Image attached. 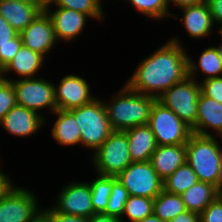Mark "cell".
Here are the masks:
<instances>
[{
    "mask_svg": "<svg viewBox=\"0 0 222 222\" xmlns=\"http://www.w3.org/2000/svg\"><path fill=\"white\" fill-rule=\"evenodd\" d=\"M179 35L165 39L138 64L125 80L132 90L158 98L167 89L188 77V49ZM160 46V47H159Z\"/></svg>",
    "mask_w": 222,
    "mask_h": 222,
    "instance_id": "obj_1",
    "label": "cell"
},
{
    "mask_svg": "<svg viewBox=\"0 0 222 222\" xmlns=\"http://www.w3.org/2000/svg\"><path fill=\"white\" fill-rule=\"evenodd\" d=\"M156 99L132 90L125 83L113 93L112 98H102L111 127L116 131H126L138 125L148 124Z\"/></svg>",
    "mask_w": 222,
    "mask_h": 222,
    "instance_id": "obj_2",
    "label": "cell"
},
{
    "mask_svg": "<svg viewBox=\"0 0 222 222\" xmlns=\"http://www.w3.org/2000/svg\"><path fill=\"white\" fill-rule=\"evenodd\" d=\"M186 162L199 181L216 185L222 164V138L192 133L186 143Z\"/></svg>",
    "mask_w": 222,
    "mask_h": 222,
    "instance_id": "obj_3",
    "label": "cell"
},
{
    "mask_svg": "<svg viewBox=\"0 0 222 222\" xmlns=\"http://www.w3.org/2000/svg\"><path fill=\"white\" fill-rule=\"evenodd\" d=\"M80 129L81 147L91 150L89 157L114 131L108 119L105 104L100 96L78 108L69 110Z\"/></svg>",
    "mask_w": 222,
    "mask_h": 222,
    "instance_id": "obj_4",
    "label": "cell"
},
{
    "mask_svg": "<svg viewBox=\"0 0 222 222\" xmlns=\"http://www.w3.org/2000/svg\"><path fill=\"white\" fill-rule=\"evenodd\" d=\"M20 185L15 182L0 197V222H38L42 218L43 206L37 192Z\"/></svg>",
    "mask_w": 222,
    "mask_h": 222,
    "instance_id": "obj_5",
    "label": "cell"
},
{
    "mask_svg": "<svg viewBox=\"0 0 222 222\" xmlns=\"http://www.w3.org/2000/svg\"><path fill=\"white\" fill-rule=\"evenodd\" d=\"M94 173L117 177L132 163L125 131L114 130L108 139L90 156Z\"/></svg>",
    "mask_w": 222,
    "mask_h": 222,
    "instance_id": "obj_6",
    "label": "cell"
},
{
    "mask_svg": "<svg viewBox=\"0 0 222 222\" xmlns=\"http://www.w3.org/2000/svg\"><path fill=\"white\" fill-rule=\"evenodd\" d=\"M43 76H45V73L40 77L19 79L11 82L15 89L17 105L33 110L44 117L47 127L50 124L45 115H50L56 111L57 106L55 102L54 80L52 79V82L49 76L47 79Z\"/></svg>",
    "mask_w": 222,
    "mask_h": 222,
    "instance_id": "obj_7",
    "label": "cell"
},
{
    "mask_svg": "<svg viewBox=\"0 0 222 222\" xmlns=\"http://www.w3.org/2000/svg\"><path fill=\"white\" fill-rule=\"evenodd\" d=\"M201 86L195 79L186 77L174 84L157 99L171 109L196 134L198 97Z\"/></svg>",
    "mask_w": 222,
    "mask_h": 222,
    "instance_id": "obj_8",
    "label": "cell"
},
{
    "mask_svg": "<svg viewBox=\"0 0 222 222\" xmlns=\"http://www.w3.org/2000/svg\"><path fill=\"white\" fill-rule=\"evenodd\" d=\"M148 125L157 145L186 144L192 134L191 128L158 99L151 108Z\"/></svg>",
    "mask_w": 222,
    "mask_h": 222,
    "instance_id": "obj_9",
    "label": "cell"
},
{
    "mask_svg": "<svg viewBox=\"0 0 222 222\" xmlns=\"http://www.w3.org/2000/svg\"><path fill=\"white\" fill-rule=\"evenodd\" d=\"M54 197L50 207L58 213L90 218L95 212L92 205L91 186L87 180L72 179L65 182Z\"/></svg>",
    "mask_w": 222,
    "mask_h": 222,
    "instance_id": "obj_10",
    "label": "cell"
},
{
    "mask_svg": "<svg viewBox=\"0 0 222 222\" xmlns=\"http://www.w3.org/2000/svg\"><path fill=\"white\" fill-rule=\"evenodd\" d=\"M117 178L129 195L155 199L163 191V180L150 161L132 162Z\"/></svg>",
    "mask_w": 222,
    "mask_h": 222,
    "instance_id": "obj_11",
    "label": "cell"
},
{
    "mask_svg": "<svg viewBox=\"0 0 222 222\" xmlns=\"http://www.w3.org/2000/svg\"><path fill=\"white\" fill-rule=\"evenodd\" d=\"M60 79L54 84L55 102L58 110L78 108L98 97L92 91L94 90L92 84L82 75L67 73Z\"/></svg>",
    "mask_w": 222,
    "mask_h": 222,
    "instance_id": "obj_12",
    "label": "cell"
},
{
    "mask_svg": "<svg viewBox=\"0 0 222 222\" xmlns=\"http://www.w3.org/2000/svg\"><path fill=\"white\" fill-rule=\"evenodd\" d=\"M44 11L51 19L59 45L74 44L85 33L88 22L93 21L88 15L68 8H46Z\"/></svg>",
    "mask_w": 222,
    "mask_h": 222,
    "instance_id": "obj_13",
    "label": "cell"
},
{
    "mask_svg": "<svg viewBox=\"0 0 222 222\" xmlns=\"http://www.w3.org/2000/svg\"><path fill=\"white\" fill-rule=\"evenodd\" d=\"M19 35L23 46L40 53L47 60H51L50 53L55 52L59 44L51 19L45 11H42Z\"/></svg>",
    "mask_w": 222,
    "mask_h": 222,
    "instance_id": "obj_14",
    "label": "cell"
},
{
    "mask_svg": "<svg viewBox=\"0 0 222 222\" xmlns=\"http://www.w3.org/2000/svg\"><path fill=\"white\" fill-rule=\"evenodd\" d=\"M45 125L46 119L44 117L20 105L10 109L0 121L2 130L9 134V137H15V139L29 140V137H35L40 131H43L41 129H44Z\"/></svg>",
    "mask_w": 222,
    "mask_h": 222,
    "instance_id": "obj_15",
    "label": "cell"
},
{
    "mask_svg": "<svg viewBox=\"0 0 222 222\" xmlns=\"http://www.w3.org/2000/svg\"><path fill=\"white\" fill-rule=\"evenodd\" d=\"M179 10L182 14L173 13L172 18H179L180 24L183 27L180 30L186 32L185 34L188 38L194 39L197 42L206 38L210 39L209 37L213 38L211 35H214L215 24L206 1Z\"/></svg>",
    "mask_w": 222,
    "mask_h": 222,
    "instance_id": "obj_16",
    "label": "cell"
},
{
    "mask_svg": "<svg viewBox=\"0 0 222 222\" xmlns=\"http://www.w3.org/2000/svg\"><path fill=\"white\" fill-rule=\"evenodd\" d=\"M47 61L40 53L22 45L14 58L2 70V79L16 81L40 77V72L44 71Z\"/></svg>",
    "mask_w": 222,
    "mask_h": 222,
    "instance_id": "obj_17",
    "label": "cell"
},
{
    "mask_svg": "<svg viewBox=\"0 0 222 222\" xmlns=\"http://www.w3.org/2000/svg\"><path fill=\"white\" fill-rule=\"evenodd\" d=\"M196 134L222 138V104L202 93L198 97Z\"/></svg>",
    "mask_w": 222,
    "mask_h": 222,
    "instance_id": "obj_18",
    "label": "cell"
},
{
    "mask_svg": "<svg viewBox=\"0 0 222 222\" xmlns=\"http://www.w3.org/2000/svg\"><path fill=\"white\" fill-rule=\"evenodd\" d=\"M198 55L194 58L192 53H188L189 77L200 83L206 79L222 76V59L217 45L212 43L211 46H206Z\"/></svg>",
    "mask_w": 222,
    "mask_h": 222,
    "instance_id": "obj_19",
    "label": "cell"
},
{
    "mask_svg": "<svg viewBox=\"0 0 222 222\" xmlns=\"http://www.w3.org/2000/svg\"><path fill=\"white\" fill-rule=\"evenodd\" d=\"M54 117L50 130L57 146L69 148L81 146L80 129L74 115L69 110H56L50 114Z\"/></svg>",
    "mask_w": 222,
    "mask_h": 222,
    "instance_id": "obj_20",
    "label": "cell"
},
{
    "mask_svg": "<svg viewBox=\"0 0 222 222\" xmlns=\"http://www.w3.org/2000/svg\"><path fill=\"white\" fill-rule=\"evenodd\" d=\"M150 162L164 181L186 162V144L158 145L151 156Z\"/></svg>",
    "mask_w": 222,
    "mask_h": 222,
    "instance_id": "obj_21",
    "label": "cell"
},
{
    "mask_svg": "<svg viewBox=\"0 0 222 222\" xmlns=\"http://www.w3.org/2000/svg\"><path fill=\"white\" fill-rule=\"evenodd\" d=\"M42 10L31 3L19 0H0V16L17 32L23 31Z\"/></svg>",
    "mask_w": 222,
    "mask_h": 222,
    "instance_id": "obj_22",
    "label": "cell"
},
{
    "mask_svg": "<svg viewBox=\"0 0 222 222\" xmlns=\"http://www.w3.org/2000/svg\"><path fill=\"white\" fill-rule=\"evenodd\" d=\"M129 141L132 162H147L157 148V143L148 124L138 125L125 131Z\"/></svg>",
    "mask_w": 222,
    "mask_h": 222,
    "instance_id": "obj_23",
    "label": "cell"
},
{
    "mask_svg": "<svg viewBox=\"0 0 222 222\" xmlns=\"http://www.w3.org/2000/svg\"><path fill=\"white\" fill-rule=\"evenodd\" d=\"M180 196L188 211L201 214L219 195L215 185L198 181Z\"/></svg>",
    "mask_w": 222,
    "mask_h": 222,
    "instance_id": "obj_24",
    "label": "cell"
},
{
    "mask_svg": "<svg viewBox=\"0 0 222 222\" xmlns=\"http://www.w3.org/2000/svg\"><path fill=\"white\" fill-rule=\"evenodd\" d=\"M104 0H53L46 8H68L88 15L94 22L101 24L108 20L104 11ZM106 15V16H105Z\"/></svg>",
    "mask_w": 222,
    "mask_h": 222,
    "instance_id": "obj_25",
    "label": "cell"
},
{
    "mask_svg": "<svg viewBox=\"0 0 222 222\" xmlns=\"http://www.w3.org/2000/svg\"><path fill=\"white\" fill-rule=\"evenodd\" d=\"M185 211H187L186 206L178 194L163 190L153 201V213L166 222Z\"/></svg>",
    "mask_w": 222,
    "mask_h": 222,
    "instance_id": "obj_26",
    "label": "cell"
},
{
    "mask_svg": "<svg viewBox=\"0 0 222 222\" xmlns=\"http://www.w3.org/2000/svg\"><path fill=\"white\" fill-rule=\"evenodd\" d=\"M135 9L136 13L141 14L149 20H155L160 23L162 20L171 19V13L167 0H119ZM132 5V6H131Z\"/></svg>",
    "mask_w": 222,
    "mask_h": 222,
    "instance_id": "obj_27",
    "label": "cell"
},
{
    "mask_svg": "<svg viewBox=\"0 0 222 222\" xmlns=\"http://www.w3.org/2000/svg\"><path fill=\"white\" fill-rule=\"evenodd\" d=\"M198 181L196 173L185 162L163 181V190L168 193L181 195Z\"/></svg>",
    "mask_w": 222,
    "mask_h": 222,
    "instance_id": "obj_28",
    "label": "cell"
},
{
    "mask_svg": "<svg viewBox=\"0 0 222 222\" xmlns=\"http://www.w3.org/2000/svg\"><path fill=\"white\" fill-rule=\"evenodd\" d=\"M88 181L91 186L92 205L95 213H103L108 204L112 189V176L95 173Z\"/></svg>",
    "mask_w": 222,
    "mask_h": 222,
    "instance_id": "obj_29",
    "label": "cell"
},
{
    "mask_svg": "<svg viewBox=\"0 0 222 222\" xmlns=\"http://www.w3.org/2000/svg\"><path fill=\"white\" fill-rule=\"evenodd\" d=\"M153 201L142 196L129 195L122 217V222H138L146 216L153 214Z\"/></svg>",
    "mask_w": 222,
    "mask_h": 222,
    "instance_id": "obj_30",
    "label": "cell"
},
{
    "mask_svg": "<svg viewBox=\"0 0 222 222\" xmlns=\"http://www.w3.org/2000/svg\"><path fill=\"white\" fill-rule=\"evenodd\" d=\"M129 197L127 189L117 177L112 176L111 195L108 200L104 214L121 218L124 212L125 203Z\"/></svg>",
    "mask_w": 222,
    "mask_h": 222,
    "instance_id": "obj_31",
    "label": "cell"
},
{
    "mask_svg": "<svg viewBox=\"0 0 222 222\" xmlns=\"http://www.w3.org/2000/svg\"><path fill=\"white\" fill-rule=\"evenodd\" d=\"M17 105L16 93L11 81L0 79V121L6 113Z\"/></svg>",
    "mask_w": 222,
    "mask_h": 222,
    "instance_id": "obj_32",
    "label": "cell"
},
{
    "mask_svg": "<svg viewBox=\"0 0 222 222\" xmlns=\"http://www.w3.org/2000/svg\"><path fill=\"white\" fill-rule=\"evenodd\" d=\"M201 93L222 104V76L200 82Z\"/></svg>",
    "mask_w": 222,
    "mask_h": 222,
    "instance_id": "obj_33",
    "label": "cell"
},
{
    "mask_svg": "<svg viewBox=\"0 0 222 222\" xmlns=\"http://www.w3.org/2000/svg\"><path fill=\"white\" fill-rule=\"evenodd\" d=\"M42 219L45 222H88L87 217L58 213L49 205L43 206Z\"/></svg>",
    "mask_w": 222,
    "mask_h": 222,
    "instance_id": "obj_34",
    "label": "cell"
},
{
    "mask_svg": "<svg viewBox=\"0 0 222 222\" xmlns=\"http://www.w3.org/2000/svg\"><path fill=\"white\" fill-rule=\"evenodd\" d=\"M200 222H222V196H218L200 214Z\"/></svg>",
    "mask_w": 222,
    "mask_h": 222,
    "instance_id": "obj_35",
    "label": "cell"
},
{
    "mask_svg": "<svg viewBox=\"0 0 222 222\" xmlns=\"http://www.w3.org/2000/svg\"><path fill=\"white\" fill-rule=\"evenodd\" d=\"M22 40L19 33L15 36V45H6L0 47V69L3 70L6 65L14 58L15 54L22 46Z\"/></svg>",
    "mask_w": 222,
    "mask_h": 222,
    "instance_id": "obj_36",
    "label": "cell"
},
{
    "mask_svg": "<svg viewBox=\"0 0 222 222\" xmlns=\"http://www.w3.org/2000/svg\"><path fill=\"white\" fill-rule=\"evenodd\" d=\"M18 33L0 16V47L15 45V36Z\"/></svg>",
    "mask_w": 222,
    "mask_h": 222,
    "instance_id": "obj_37",
    "label": "cell"
},
{
    "mask_svg": "<svg viewBox=\"0 0 222 222\" xmlns=\"http://www.w3.org/2000/svg\"><path fill=\"white\" fill-rule=\"evenodd\" d=\"M215 26L222 25V0H206Z\"/></svg>",
    "mask_w": 222,
    "mask_h": 222,
    "instance_id": "obj_38",
    "label": "cell"
},
{
    "mask_svg": "<svg viewBox=\"0 0 222 222\" xmlns=\"http://www.w3.org/2000/svg\"><path fill=\"white\" fill-rule=\"evenodd\" d=\"M2 156H0V197L4 195L13 185L14 182L11 175L9 173L7 174V171H5L2 166ZM3 169V170H2ZM5 171V172H4Z\"/></svg>",
    "mask_w": 222,
    "mask_h": 222,
    "instance_id": "obj_39",
    "label": "cell"
},
{
    "mask_svg": "<svg viewBox=\"0 0 222 222\" xmlns=\"http://www.w3.org/2000/svg\"><path fill=\"white\" fill-rule=\"evenodd\" d=\"M206 0H167L169 11L171 13V18L173 15L172 7H175L173 9H181L184 7L192 6V5H198L201 3H204Z\"/></svg>",
    "mask_w": 222,
    "mask_h": 222,
    "instance_id": "obj_40",
    "label": "cell"
},
{
    "mask_svg": "<svg viewBox=\"0 0 222 222\" xmlns=\"http://www.w3.org/2000/svg\"><path fill=\"white\" fill-rule=\"evenodd\" d=\"M168 222H200V214L187 210Z\"/></svg>",
    "mask_w": 222,
    "mask_h": 222,
    "instance_id": "obj_41",
    "label": "cell"
},
{
    "mask_svg": "<svg viewBox=\"0 0 222 222\" xmlns=\"http://www.w3.org/2000/svg\"><path fill=\"white\" fill-rule=\"evenodd\" d=\"M88 222H122L119 217L107 215L104 213H94Z\"/></svg>",
    "mask_w": 222,
    "mask_h": 222,
    "instance_id": "obj_42",
    "label": "cell"
},
{
    "mask_svg": "<svg viewBox=\"0 0 222 222\" xmlns=\"http://www.w3.org/2000/svg\"><path fill=\"white\" fill-rule=\"evenodd\" d=\"M19 1L28 2L35 6H38L42 11H44L46 9V6L48 5V3L45 0H19Z\"/></svg>",
    "mask_w": 222,
    "mask_h": 222,
    "instance_id": "obj_43",
    "label": "cell"
},
{
    "mask_svg": "<svg viewBox=\"0 0 222 222\" xmlns=\"http://www.w3.org/2000/svg\"><path fill=\"white\" fill-rule=\"evenodd\" d=\"M216 191L218 193L219 196H222V164L219 170V175H218V179L215 185Z\"/></svg>",
    "mask_w": 222,
    "mask_h": 222,
    "instance_id": "obj_44",
    "label": "cell"
},
{
    "mask_svg": "<svg viewBox=\"0 0 222 222\" xmlns=\"http://www.w3.org/2000/svg\"><path fill=\"white\" fill-rule=\"evenodd\" d=\"M138 222H166V221L161 220L157 215L153 213L149 216H146L144 219Z\"/></svg>",
    "mask_w": 222,
    "mask_h": 222,
    "instance_id": "obj_45",
    "label": "cell"
},
{
    "mask_svg": "<svg viewBox=\"0 0 222 222\" xmlns=\"http://www.w3.org/2000/svg\"><path fill=\"white\" fill-rule=\"evenodd\" d=\"M215 32L217 33V35H219L220 37L218 38L219 41V44L217 43L216 45L217 46H222V25H218V26H215Z\"/></svg>",
    "mask_w": 222,
    "mask_h": 222,
    "instance_id": "obj_46",
    "label": "cell"
},
{
    "mask_svg": "<svg viewBox=\"0 0 222 222\" xmlns=\"http://www.w3.org/2000/svg\"><path fill=\"white\" fill-rule=\"evenodd\" d=\"M217 48H218L220 57H221V59H222V46H217Z\"/></svg>",
    "mask_w": 222,
    "mask_h": 222,
    "instance_id": "obj_47",
    "label": "cell"
},
{
    "mask_svg": "<svg viewBox=\"0 0 222 222\" xmlns=\"http://www.w3.org/2000/svg\"><path fill=\"white\" fill-rule=\"evenodd\" d=\"M2 78V70L0 69V79Z\"/></svg>",
    "mask_w": 222,
    "mask_h": 222,
    "instance_id": "obj_48",
    "label": "cell"
},
{
    "mask_svg": "<svg viewBox=\"0 0 222 222\" xmlns=\"http://www.w3.org/2000/svg\"><path fill=\"white\" fill-rule=\"evenodd\" d=\"M47 3H50V2H52L53 0H45Z\"/></svg>",
    "mask_w": 222,
    "mask_h": 222,
    "instance_id": "obj_49",
    "label": "cell"
},
{
    "mask_svg": "<svg viewBox=\"0 0 222 222\" xmlns=\"http://www.w3.org/2000/svg\"><path fill=\"white\" fill-rule=\"evenodd\" d=\"M38 222H45L42 218Z\"/></svg>",
    "mask_w": 222,
    "mask_h": 222,
    "instance_id": "obj_50",
    "label": "cell"
}]
</instances>
